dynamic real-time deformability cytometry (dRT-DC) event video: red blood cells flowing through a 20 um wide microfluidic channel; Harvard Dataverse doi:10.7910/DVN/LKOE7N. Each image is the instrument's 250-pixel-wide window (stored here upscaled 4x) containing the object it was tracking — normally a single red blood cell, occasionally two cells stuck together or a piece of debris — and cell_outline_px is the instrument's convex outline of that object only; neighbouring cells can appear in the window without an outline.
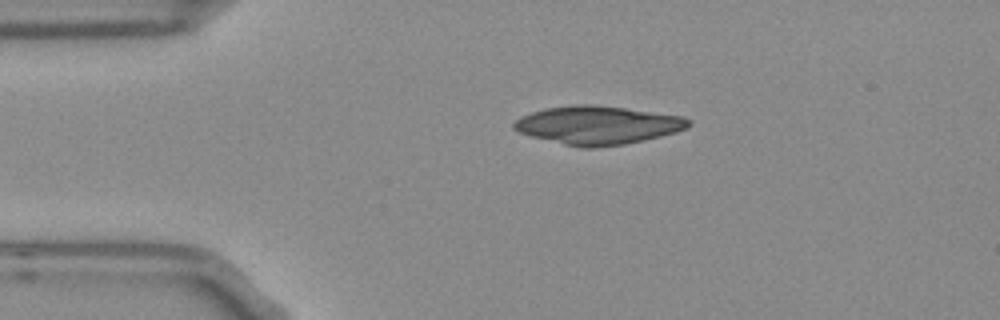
{"species": "Egyptian fruit bat (a non-hibernating species)", "species_latin": "Rousettus aegyptiacus", "temperature_condition": "room temperature", "stored_images_in_passage": 43, "camera_frame_rate_fps": 3000, "um_per_image_px": 0.085, "frame": {"image": 1, "passage_image": 1, "time_ms": 0.0, "image_size_px": [1000, 320], "cell_outline_px": [[692, 124], [676, 132], [644, 140], [624, 144], [596, 148], [580, 148], [532, 136], [520, 132], [512, 128], [512, 124], [516, 120], [532, 112], [548, 108], [580, 104], [588, 104], [624, 108], [684, 116], [692, 120]], "centroid_in_image_um": [50.84, 10.64], "position_along_channel_um": 34.2, "area_um2": 38.67}}